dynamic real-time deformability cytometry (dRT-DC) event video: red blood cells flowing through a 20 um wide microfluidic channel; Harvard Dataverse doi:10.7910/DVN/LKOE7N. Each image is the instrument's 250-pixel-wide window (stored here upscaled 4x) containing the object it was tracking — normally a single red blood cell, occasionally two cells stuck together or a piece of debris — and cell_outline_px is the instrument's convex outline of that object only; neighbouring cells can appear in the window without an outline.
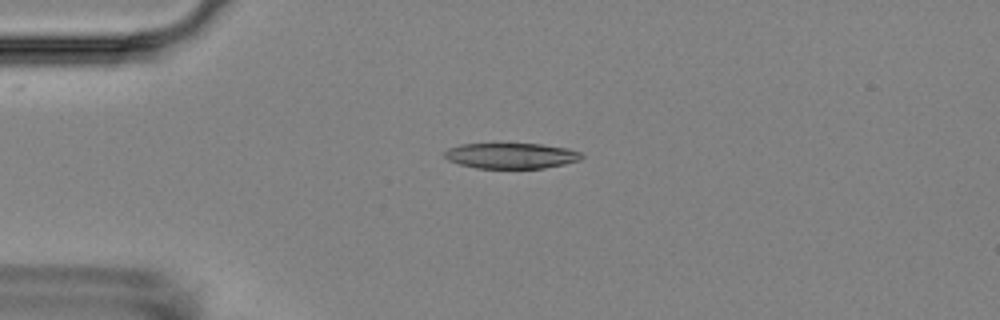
{"species": "Egyptian fruit bat (a non-hibernating species)", "species_latin": "Rousettus aegyptiacus", "temperature_condition": "room temperature", "stored_images_in_passage": 5, "camera_frame_rate_fps": 3000, "um_per_image_px": 0.085, "animal": {"sex": "female"}, "frame": {"image": 1, "passage_image": 4, "time_ms": 3.667, "image_size_px": [1000, 320], "cell_outline_px": [[584, 156], [580, 160], [564, 164], [544, 168], [476, 168], [460, 164], [448, 160], [444, 156], [444, 152], [448, 148], [460, 144], [540, 144], [568, 148], [580, 152]], "centroid_in_image_um": [43.45, 13.23], "position_along_channel_um": 41.5, "area_um2": 20.4}}